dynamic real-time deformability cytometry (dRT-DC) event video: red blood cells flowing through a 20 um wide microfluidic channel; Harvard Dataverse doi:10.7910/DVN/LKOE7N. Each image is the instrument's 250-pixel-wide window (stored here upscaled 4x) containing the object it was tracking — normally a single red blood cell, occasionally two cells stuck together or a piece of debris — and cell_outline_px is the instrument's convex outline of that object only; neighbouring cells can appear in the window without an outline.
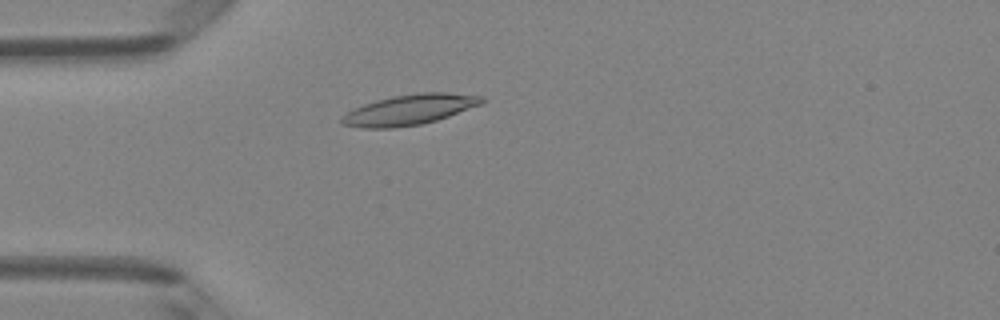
{"species": "Egyptian fruit bat (a non-hibernating species)", "species_latin": "Rousettus aegyptiacus", "temperature_condition": "room temperature", "stored_images_in_passage": 48, "camera_frame_rate_fps": 3000, "um_per_image_px": 0.085, "animal": {"sex": "female"}, "frame": {"image": 1, "passage_image": 12, "time_ms": 3.667, "image_size_px": [1000, 320], "cell_outline_px": [[488, 100], [480, 104], [448, 116], [436, 120], [420, 124], [392, 128], [360, 128], [344, 124], [340, 120], [352, 108], [376, 100], [392, 96], [416, 92], [448, 92], [484, 96]], "centroid_in_image_um": [34.83, 9.3], "position_along_channel_um": 50.2, "area_um2": 24.74}}
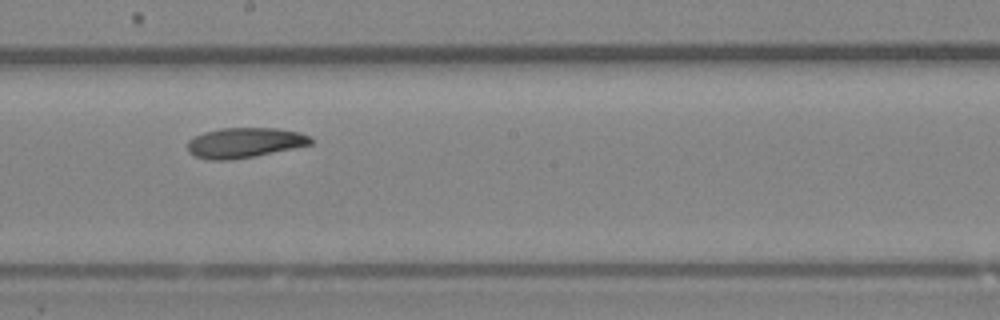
{"frame": {"image": 2, "passage_image": 26, "time_ms": 8.333, "image_size_px": [1000, 320], "cell_outline_px": [[312, 144], [232, 160], [208, 160], [196, 156], [188, 152], [188, 140], [204, 132], [220, 128], [276, 128], [300, 132], [308, 136], [312, 140]], "centroid_in_image_um": [20.75, 12.12], "position_along_channel_um": 227.4, "area_um2": 21.39}}
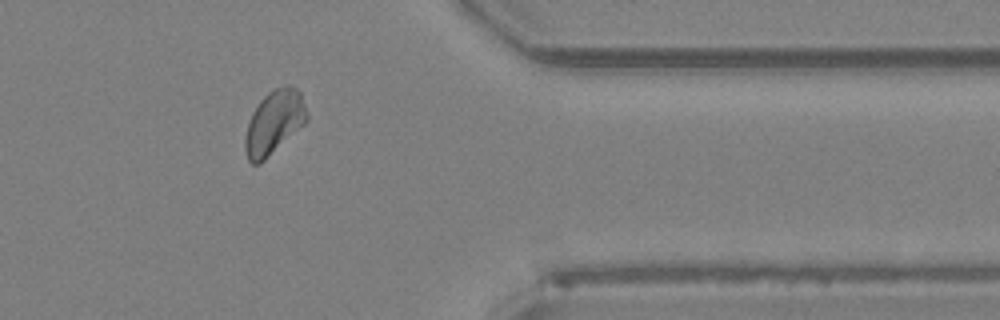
{"frame": {"image": 3, "passage_image": 39, "time_ms": 12.667, "image_size_px": [1000, 320], "cell_outline_px": [[308, 120], [304, 124], [260, 164], [252, 164], [248, 160], [244, 148], [244, 140], [248, 124], [252, 112], [260, 100], [272, 88], [292, 84], [300, 92], [308, 112]], "centroid_in_image_um": [23.3, 10.38], "position_along_channel_um": 388.1, "area_um2": 23.0}}